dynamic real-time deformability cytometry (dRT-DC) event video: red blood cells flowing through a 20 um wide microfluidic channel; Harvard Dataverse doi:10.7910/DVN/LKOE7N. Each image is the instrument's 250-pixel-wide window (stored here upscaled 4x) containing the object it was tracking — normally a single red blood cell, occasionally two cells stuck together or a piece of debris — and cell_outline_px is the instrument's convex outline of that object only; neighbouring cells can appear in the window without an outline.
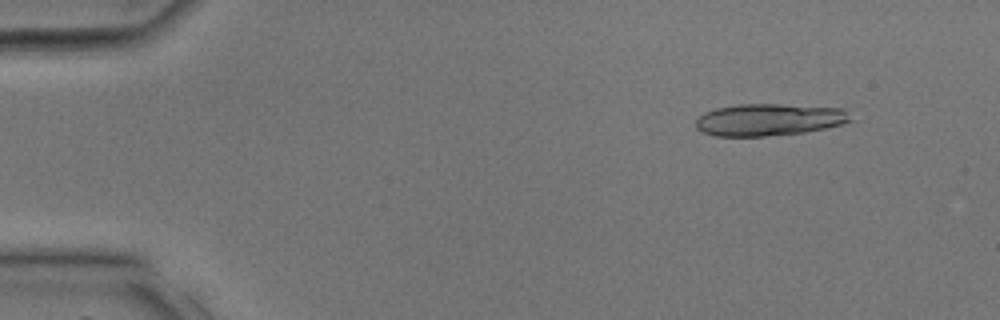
{"species": "common noctule bat (a hibernating species)", "species_latin": "Nyctalus noctula", "temperature_condition": "room temperature", "stored_images_in_passage": 33, "segment_of_instrument_passage": [1, 2], "camera_frame_rate_fps": 3000, "um_per_image_px": 0.085, "animal": {"sex": "male", "body_mass_g": 17.9, "forearm_length_mm": 54.2}, "frame": {"image": 1, "passage_image": 1, "time_ms": 0.0, "image_size_px": [1000, 320], "cell_outline_px": [[852, 120], [840, 124], [824, 128], [804, 132], [764, 136], [716, 136], [704, 132], [696, 128], [696, 120], [704, 112], [716, 108], [740, 104], [780, 104], [840, 108]], "centroid_in_image_um": [65.3, 10.17], "position_along_channel_um": 19.7, "area_um2": 28.44}}